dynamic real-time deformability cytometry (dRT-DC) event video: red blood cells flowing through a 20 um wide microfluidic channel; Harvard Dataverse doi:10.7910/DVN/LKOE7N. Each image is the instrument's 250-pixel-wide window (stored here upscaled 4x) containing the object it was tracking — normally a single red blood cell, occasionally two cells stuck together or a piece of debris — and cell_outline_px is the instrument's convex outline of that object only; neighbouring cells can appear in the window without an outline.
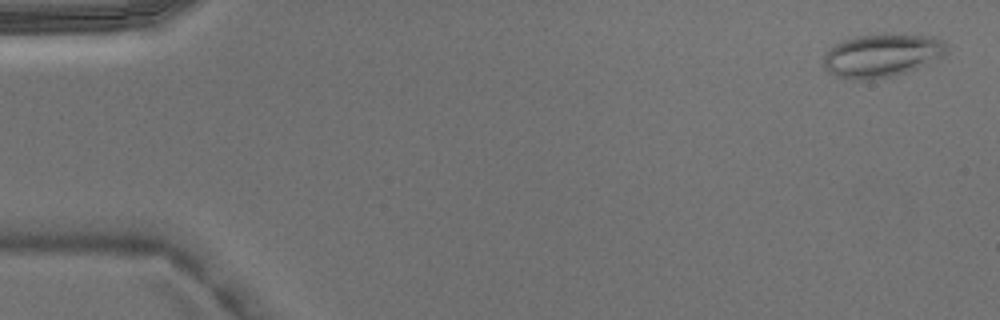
{"species": "Egyptian fruit bat (a non-hibernating species)", "species_latin": "Rousettus aegyptiacus", "temperature_condition": "warm", "stored_images_in_passage": 4, "camera_frame_rate_fps": 3000, "um_per_image_px": 0.085, "animal": {"sex": "male"}, "frame": {"image": 1, "passage_image": 1, "time_ms": 0.0, "image_size_px": [1000, 320], "cell_outline_px": [[948, 52], [944, 56], [928, 64], [892, 76], [872, 80], [856, 80], [836, 76], [828, 72], [824, 68], [824, 56], [828, 48], [840, 40], [856, 36], [880, 32], [932, 36], [944, 40], [948, 44]], "centroid_in_image_um": [74.97, 4.68], "position_along_channel_um": 10.0, "area_um2": 31.91}}